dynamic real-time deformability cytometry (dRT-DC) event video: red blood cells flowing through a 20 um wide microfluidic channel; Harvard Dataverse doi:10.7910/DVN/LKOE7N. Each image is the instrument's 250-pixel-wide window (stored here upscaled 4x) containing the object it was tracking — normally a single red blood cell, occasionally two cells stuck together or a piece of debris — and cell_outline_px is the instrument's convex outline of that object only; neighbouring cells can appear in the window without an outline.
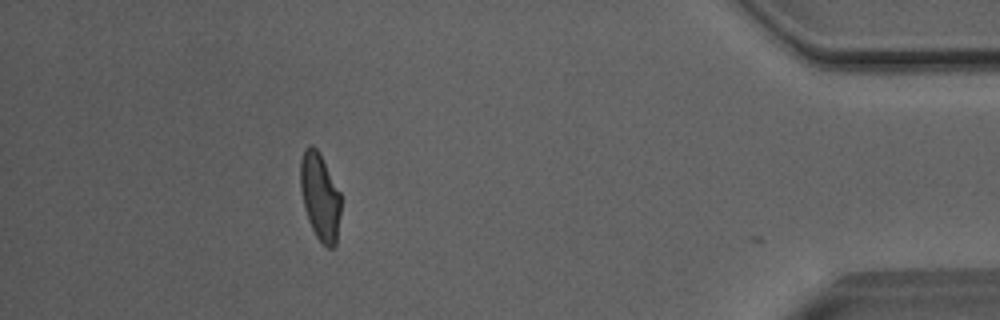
{"species": "Egyptian fruit bat (a non-hibernating species)", "species_latin": "Rousettus aegyptiacus", "temperature_condition": "room temperature", "stored_images_in_passage": 47, "camera_frame_rate_fps": 3000, "um_per_image_px": 0.085, "animal": {"sex": "male"}, "frame": {"image": 1, "passage_image": 46, "time_ms": 15.0, "image_size_px": [1000, 320], "cell_outline_px": [[340, 216], [336, 244], [332, 248], [328, 248], [316, 236], [308, 220], [304, 208], [300, 188], [300, 160], [304, 148], [308, 144], [312, 144], [320, 152], [340, 192]], "centroid_in_image_um": [27.18, 16.67], "position_along_channel_um": 408.0, "area_um2": 20.75}, "authors_computed_cell_mechanics": {"area_um2": 21.7328, "velocity_mm_per_s": 4.0786, "shape_relaxation_time_tau1_ms": 6.1789, "shape_relaxation_time_tau2_ms": 1.4045, "deformation_change_tau1": 0.1916, "deformation_change_tau2": 0.0847}}